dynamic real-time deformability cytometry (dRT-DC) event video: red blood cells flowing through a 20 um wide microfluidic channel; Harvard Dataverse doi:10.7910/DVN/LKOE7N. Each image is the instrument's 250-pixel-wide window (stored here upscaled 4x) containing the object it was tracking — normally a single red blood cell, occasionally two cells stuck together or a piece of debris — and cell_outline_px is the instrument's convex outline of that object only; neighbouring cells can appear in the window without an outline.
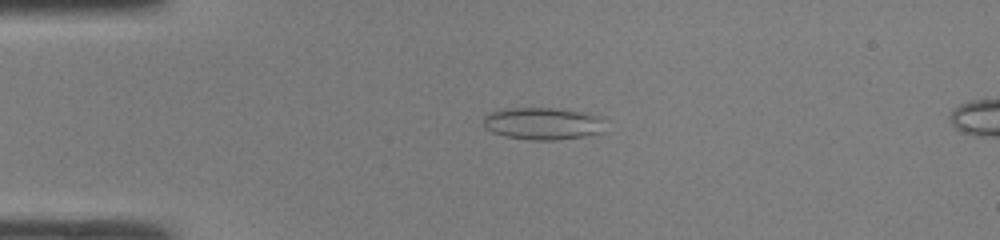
{"species": "common noctule bat (a hibernating species)", "species_latin": "Nyctalus noctula", "temperature_condition": "room temperature", "stored_images_in_passage": 46, "camera_frame_rate_fps": 3000, "um_per_image_px": 0.085, "animal": {"sex": "male", "body_mass_g": 19.0, "forearm_length_mm": 50.8}, "frame": {"image": 1, "passage_image": 10, "time_ms": 3.0, "image_size_px": [1000, 240], "cell_outline_px": [[608, 132], [556, 140], [532, 140], [504, 136], [492, 132], [484, 128], [484, 116], [488, 112], [508, 108], [552, 108], [584, 112], [600, 116]], "centroid_in_image_um": [46.16, 10.5], "position_along_channel_um": 38.8, "area_um2": 23.12}}
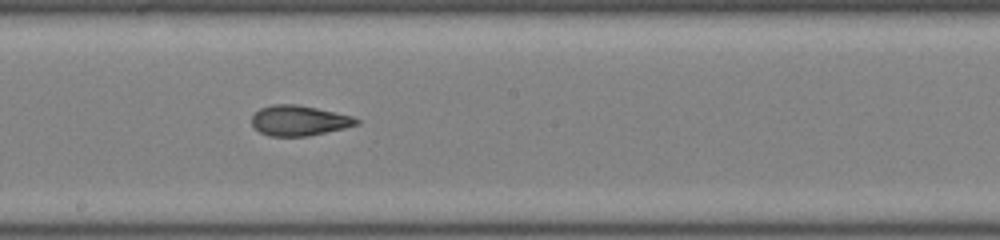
{"frame": {"image": 2, "passage_image": 25, "time_ms": 8.0, "image_size_px": [1000, 240], "cell_outline_px": [[360, 124], [344, 128], [308, 136], [268, 136], [260, 132], [252, 124], [252, 116], [260, 108], [272, 104], [296, 104], [316, 108], [352, 116], [360, 120]], "centroid_in_image_um": [25.42, 10.25], "position_along_channel_um": 222.8, "area_um2": 18.38}}
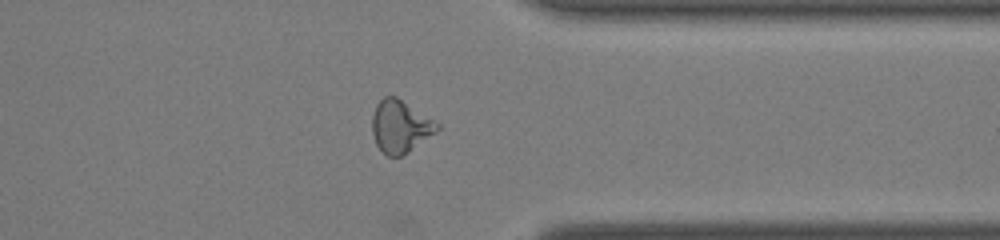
{"frame": {"image": 3, "passage_image": 36, "time_ms": 11.667, "image_size_px": [1000, 240], "cell_outline_px": [[440, 128], [436, 132], [408, 152], [400, 156], [388, 156], [376, 144], [372, 132], [372, 116], [376, 104], [384, 96], [396, 96], [440, 124]], "centroid_in_image_um": [34.01, 10.73], "position_along_channel_um": 377.4, "area_um2": 19.65}, "authors_computed_cell_mechanics": {"area_um2": 20.0277, "velocity_mm_per_s": 4.327, "shape_relaxation_time_tau1_ms": null, "shape_relaxation_time_tau2_ms": 1.5702, "deformation_change_tau1": null, "deformation_change_tau2": 0.0926}}